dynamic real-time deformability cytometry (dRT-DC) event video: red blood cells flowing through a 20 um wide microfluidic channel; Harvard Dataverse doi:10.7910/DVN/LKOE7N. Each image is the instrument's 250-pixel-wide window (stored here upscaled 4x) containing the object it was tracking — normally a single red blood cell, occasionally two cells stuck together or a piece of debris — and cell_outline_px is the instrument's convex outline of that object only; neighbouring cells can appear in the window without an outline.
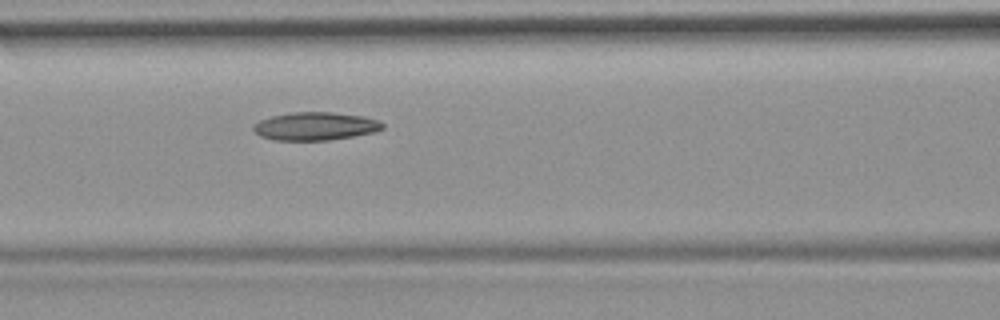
{"species": "common noctule bat (a hibernating species)", "species_latin": "Nyctalus noctula", "temperature_condition": "room temperature", "stored_images_in_passage": 19, "camera_frame_rate_fps": 3000, "um_per_image_px": 0.085, "animal": {"sex": "female", "body_mass_g": 19.9}, "frame": {"image": 1, "passage_image": 6, "time_ms": 1.667, "image_size_px": [1000, 320], "cell_outline_px": [[384, 128], [376, 132], [328, 140], [272, 140], [260, 136], [252, 128], [252, 124], [260, 120], [272, 116], [292, 112], [332, 112], [364, 116], [380, 120], [384, 124]], "centroid_in_image_um": [26.81, 10.72], "position_along_channel_um": 139.8, "area_um2": 21.27}}